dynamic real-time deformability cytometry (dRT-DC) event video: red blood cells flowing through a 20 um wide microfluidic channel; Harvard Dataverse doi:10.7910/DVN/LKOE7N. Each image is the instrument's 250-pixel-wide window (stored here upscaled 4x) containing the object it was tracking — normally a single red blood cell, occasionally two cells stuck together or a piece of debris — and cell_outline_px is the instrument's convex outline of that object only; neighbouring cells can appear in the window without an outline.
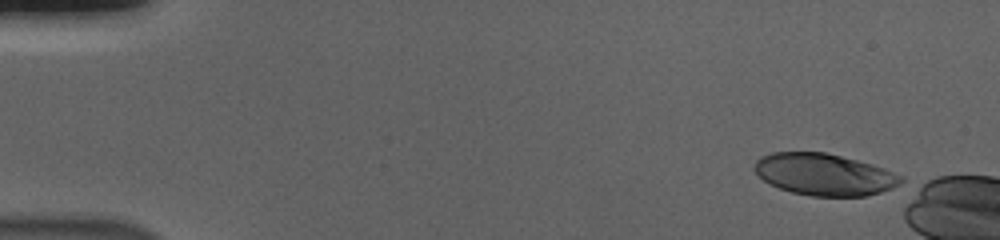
{"species": "human", "species_latin": "Homo sapiens", "temperature_condition": "cold", "stored_images_in_passage": 9, "camera_frame_rate_fps": 3000, "um_per_image_px": 0.085, "donor": {"sex": "male"}, "frame": {"image": 1, "passage_image": 1, "time_ms": 0.0, "image_size_px": [1000, 240], "cell_outline_px": [[904, 180], [900, 184], [892, 188], [880, 192], [864, 196], [812, 196], [792, 192], [768, 184], [752, 168], [756, 160], [760, 156], [772, 152], [824, 152], [872, 164], [884, 168], [904, 176]], "centroid_in_image_um": [70.06, 14.83], "position_along_channel_um": 14.9, "area_um2": 35.72}}